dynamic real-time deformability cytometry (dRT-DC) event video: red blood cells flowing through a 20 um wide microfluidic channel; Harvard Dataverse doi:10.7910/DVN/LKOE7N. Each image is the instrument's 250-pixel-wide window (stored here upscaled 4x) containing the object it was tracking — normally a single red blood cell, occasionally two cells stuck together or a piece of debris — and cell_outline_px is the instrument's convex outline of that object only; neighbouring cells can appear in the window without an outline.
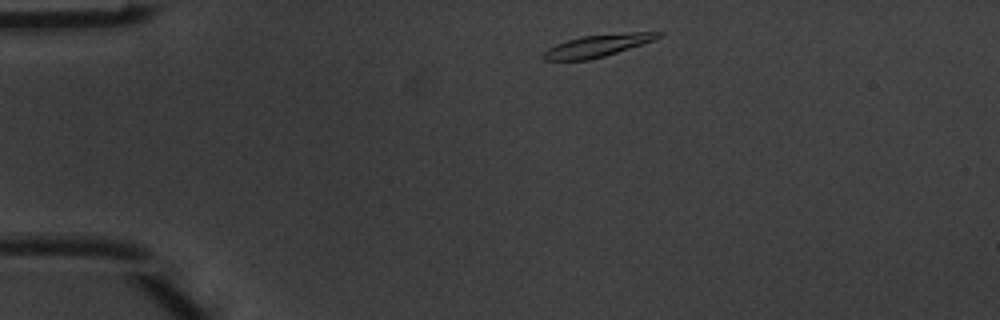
{"species": "common noctule bat (a hibernating species)", "species_latin": "Nyctalus noctula", "temperature_condition": "warm", "stored_images_in_passage": 2, "camera_frame_rate_fps": 3000, "um_per_image_px": 0.085, "animal": {"sex": "male", "body_mass_g": 20.1, "forearm_length_mm": 53.5}, "frame": {"image": 1, "passage_image": 1, "time_ms": 0.0, "image_size_px": [1000, 320], "cell_outline_px": [[664, 36], [656, 40], [604, 56], [588, 60], [544, 60], [540, 56], [548, 48], [556, 44], [568, 40], [584, 36], [632, 32], [664, 32]], "centroid_in_image_um": [50.83, 3.88], "position_along_channel_um": 34.2, "area_um2": 14.8}}